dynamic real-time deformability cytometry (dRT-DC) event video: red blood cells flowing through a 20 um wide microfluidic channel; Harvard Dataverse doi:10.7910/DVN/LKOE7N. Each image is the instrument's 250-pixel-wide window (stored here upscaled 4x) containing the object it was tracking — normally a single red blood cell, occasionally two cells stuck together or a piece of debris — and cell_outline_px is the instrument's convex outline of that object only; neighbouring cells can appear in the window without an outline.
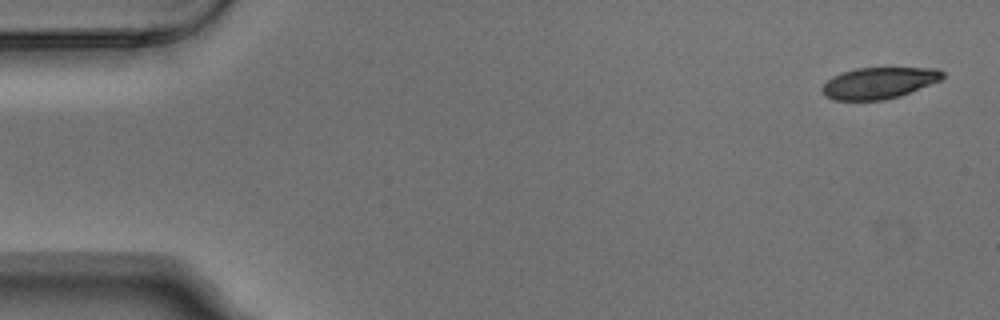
{"species": "Egyptian fruit bat (a non-hibernating species)", "species_latin": "Rousettus aegyptiacus", "temperature_condition": "warm", "stored_images_in_passage": 4, "camera_frame_rate_fps": 3000, "um_per_image_px": 0.085, "animal": {"sex": "male"}, "frame": {"image": 1, "passage_image": 1, "time_ms": 0.0, "image_size_px": [1000, 320], "cell_outline_px": [[944, 76], [940, 80], [900, 96], [884, 100], [836, 100], [824, 96], [820, 88], [832, 76], [840, 72], [856, 68], [940, 68], [944, 72]], "centroid_in_image_um": [74.68, 7.05], "position_along_channel_um": 10.3, "area_um2": 22.08}}
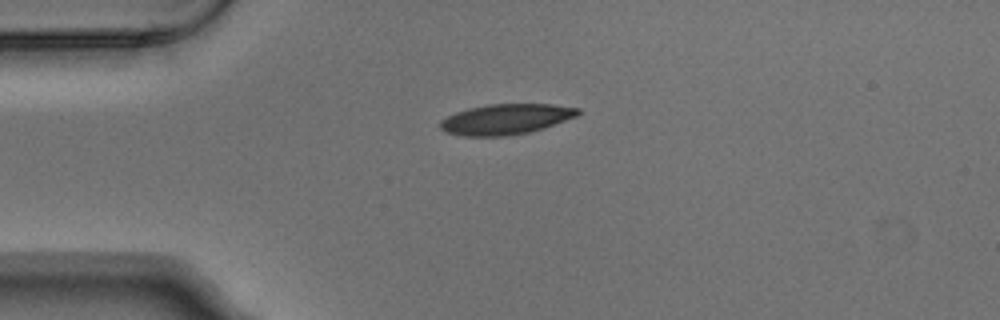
{"frame": {"image": 2, "passage_image": 3, "time_ms": 0.667, "image_size_px": [1000, 320], "cell_outline_px": [[580, 112], [576, 116], [544, 128], [528, 132], [508, 136], [464, 136], [448, 132], [440, 128], [440, 120], [456, 112], [468, 108], [488, 104], [552, 104], [580, 108]], "centroid_in_image_um": [43.0, 10.12], "position_along_channel_um": 42.0, "area_um2": 24.33}}